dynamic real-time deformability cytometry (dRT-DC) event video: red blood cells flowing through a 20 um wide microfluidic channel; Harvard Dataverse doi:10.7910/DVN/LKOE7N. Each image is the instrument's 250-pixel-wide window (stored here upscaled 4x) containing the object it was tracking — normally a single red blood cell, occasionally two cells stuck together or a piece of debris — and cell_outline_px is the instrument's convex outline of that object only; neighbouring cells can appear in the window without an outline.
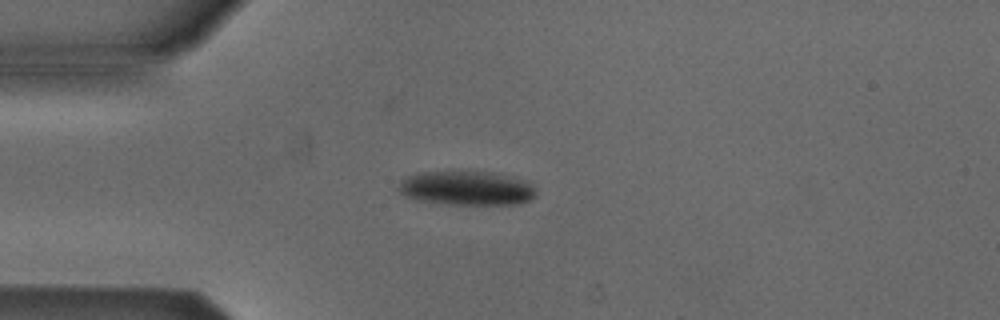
{"species": "Egyptian fruit bat (a non-hibernating species)", "species_latin": "Rousettus aegyptiacus", "temperature_condition": "cold", "stored_images_in_passage": 3, "camera_frame_rate_fps": 3000, "um_per_image_px": 0.085, "animal": {"sex": "male"}, "frame": {"image": 1, "passage_image": 3, "time_ms": 3.333, "image_size_px": [1000, 320], "cell_outline_px": [[536, 196], [520, 204], [448, 204], [420, 200], [404, 196], [396, 188], [408, 176], [424, 172], [492, 172], [512, 176], [532, 184], [536, 192]], "centroid_in_image_um": [39.7, 16.0], "position_along_channel_um": 45.3, "area_um2": 27.11}}